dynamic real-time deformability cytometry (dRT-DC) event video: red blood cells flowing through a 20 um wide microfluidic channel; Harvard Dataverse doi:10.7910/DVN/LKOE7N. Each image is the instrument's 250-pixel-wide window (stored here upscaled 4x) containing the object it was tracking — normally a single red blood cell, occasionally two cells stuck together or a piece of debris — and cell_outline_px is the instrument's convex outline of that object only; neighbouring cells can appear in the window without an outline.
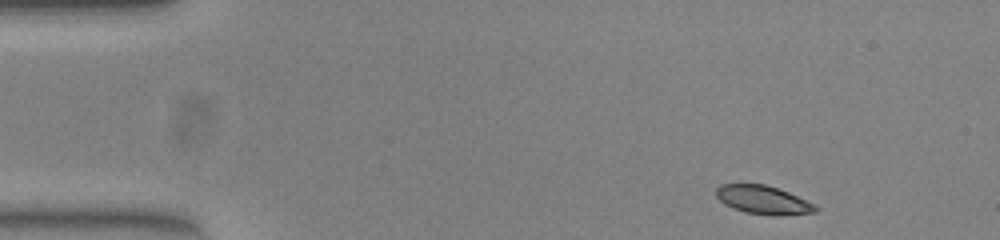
{"species": "common noctule bat (a hibernating species)", "species_latin": "Nyctalus noctula", "temperature_condition": "warm", "stored_images_in_passage": 47, "camera_frame_rate_fps": 3000, "um_per_image_px": 0.085, "animal": {"sex": "female", "body_mass_g": 23.0, "forearm_length_mm": 53.4}, "frame": {"image": 1, "passage_image": 1, "time_ms": 0.0, "image_size_px": [1000, 240], "cell_outline_px": [[820, 208], [816, 212], [744, 212], [724, 204], [716, 196], [716, 188], [720, 184], [764, 184], [788, 192]], "centroid_in_image_um": [64.74, 16.92], "position_along_channel_um": 20.3, "area_um2": 15.26}}
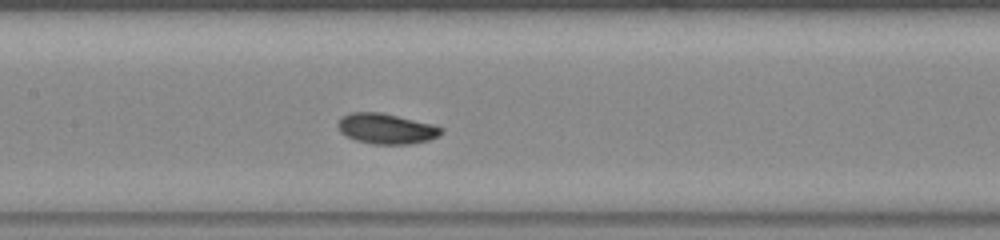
{"frame": {"image": 2, "passage_image": 20, "time_ms": 6.333, "image_size_px": [1000, 240], "cell_outline_px": [[444, 132], [440, 136], [428, 140], [412, 144], [372, 144], [356, 140], [340, 132], [336, 124], [340, 116], [352, 112], [380, 112], [432, 124], [444, 128]], "centroid_in_image_um": [32.83, 10.94], "position_along_channel_um": 174.6, "area_um2": 18.44}}
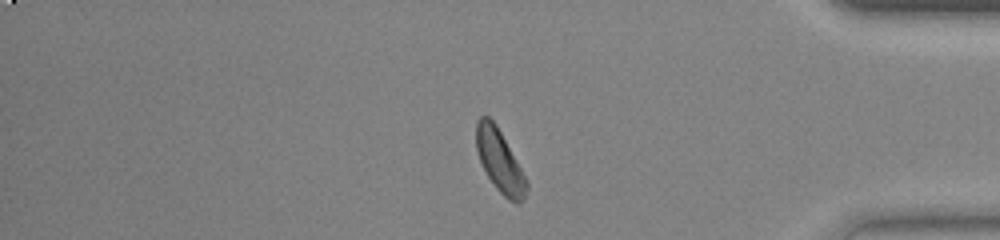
{"frame": {"image": 3, "passage_image": 39, "time_ms": 12.667, "image_size_px": [1000, 240], "cell_outline_px": [[528, 188], [520, 204], [508, 200], [496, 188], [488, 176], [480, 160], [476, 148], [476, 120], [480, 116], [488, 116], [496, 124], [528, 180]], "centroid_in_image_um": [42.48, 13.68], "position_along_channel_um": 392.7, "area_um2": 18.15}, "authors_computed_cell_mechanics": {"area_um2": 17.8602, "velocity_mm_per_s": 3.8766, "shape_relaxation_time_tau1_ms": 1.2765, "shape_relaxation_time_tau2_ms": 4.8757, "deformation_change_tau1": 0.0889, "deformation_change_tau2": 0.096}}